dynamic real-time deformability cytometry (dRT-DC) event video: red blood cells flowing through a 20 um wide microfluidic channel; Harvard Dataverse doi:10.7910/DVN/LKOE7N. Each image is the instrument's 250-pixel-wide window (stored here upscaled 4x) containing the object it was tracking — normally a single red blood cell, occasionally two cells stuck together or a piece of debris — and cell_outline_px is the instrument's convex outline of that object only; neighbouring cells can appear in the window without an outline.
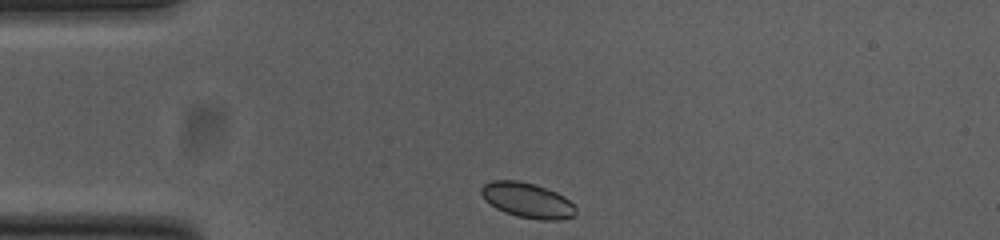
{"species": "common noctule bat (a hibernating species)", "species_latin": "Nyctalus noctula", "temperature_condition": "cold", "stored_images_in_passage": 34, "camera_frame_rate_fps": 3000, "um_per_image_px": 0.085, "animal": {"sex": "female", "body_mass_g": 23.0, "forearm_length_mm": 53.4}, "frame": {"image": 1, "passage_image": 1, "time_ms": 0.0, "image_size_px": [1000, 240], "cell_outline_px": [[576, 212], [572, 216], [560, 220], [540, 220], [516, 216], [504, 212], [496, 208], [484, 200], [480, 192], [480, 188], [484, 184], [492, 180], [516, 180], [536, 184], [556, 192], [564, 196], [576, 208]], "centroid_in_image_um": [44.79, 17.02], "position_along_channel_um": 40.2, "area_um2": 19.42}}
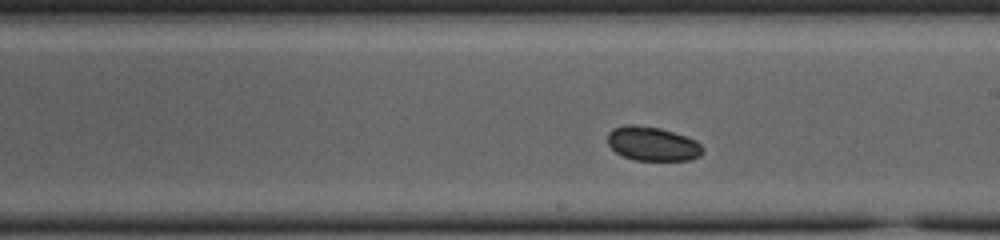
{"frame": {"image": 2, "passage_image": 19, "time_ms": 6.0, "image_size_px": [1000, 240], "cell_outline_px": [[704, 152], [700, 156], [688, 160], [636, 160], [624, 156], [616, 152], [608, 144], [608, 132], [612, 128], [624, 124], [632, 124], [660, 128], [696, 140], [704, 148]], "centroid_in_image_um": [55.46, 12.21], "position_along_channel_um": 233.5, "area_um2": 18.9}}
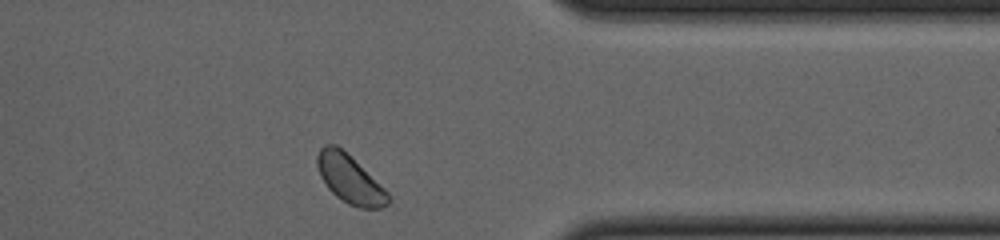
{"frame": {"image": 3, "passage_image": 32, "time_ms": 10.333, "image_size_px": [1000, 240], "cell_outline_px": [[392, 200], [388, 204], [380, 208], [360, 208], [348, 204], [336, 196], [328, 188], [320, 176], [316, 164], [316, 156], [320, 148], [324, 144], [336, 144], [384, 188], [392, 196]], "centroid_in_image_um": [29.72, 15.24], "position_along_channel_um": 381.7, "area_um2": 19.77}, "authors_computed_cell_mechanics": {"area_um2": 18.9584, "velocity_mm_per_s": 3.6948, "shape_relaxation_time_tau1_ms": null, "shape_relaxation_time_tau2_ms": 2.6383, "deformation_change_tau1": null, "deformation_change_tau2": 0.0323}}